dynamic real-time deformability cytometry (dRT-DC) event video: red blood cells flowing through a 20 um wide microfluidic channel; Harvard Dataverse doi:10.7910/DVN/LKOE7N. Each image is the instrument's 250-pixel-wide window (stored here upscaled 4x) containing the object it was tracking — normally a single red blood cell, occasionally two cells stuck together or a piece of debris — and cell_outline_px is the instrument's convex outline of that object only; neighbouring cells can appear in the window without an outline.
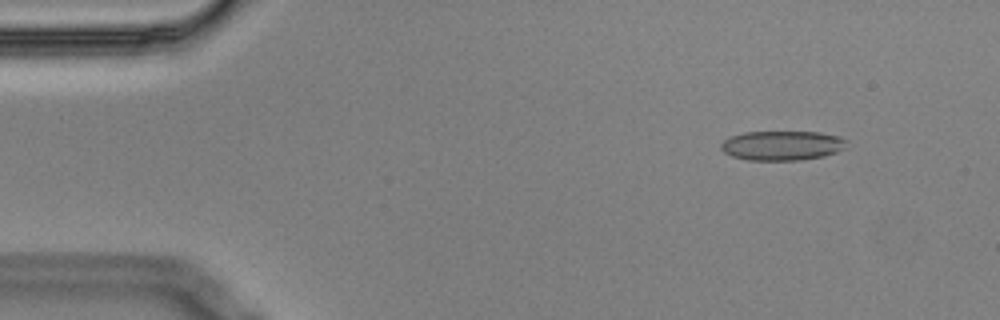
{"species": "Egyptian fruit bat (a non-hibernating species)", "species_latin": "Rousettus aegyptiacus", "temperature_condition": "cold", "stored_images_in_passage": 6, "camera_frame_rate_fps": 3000, "um_per_image_px": 0.085, "animal": {"sex": "male"}, "frame": {"image": 1, "passage_image": 6, "time_ms": 1.667, "image_size_px": [1000, 320], "cell_outline_px": [[848, 140], [844, 148], [836, 152], [824, 156], [800, 160], [748, 160], [732, 156], [724, 152], [720, 148], [720, 144], [724, 140], [732, 136], [744, 132], [820, 132], [840, 136]], "centroid_in_image_um": [66.49, 12.37], "position_along_channel_um": 18.5, "area_um2": 21.68}}